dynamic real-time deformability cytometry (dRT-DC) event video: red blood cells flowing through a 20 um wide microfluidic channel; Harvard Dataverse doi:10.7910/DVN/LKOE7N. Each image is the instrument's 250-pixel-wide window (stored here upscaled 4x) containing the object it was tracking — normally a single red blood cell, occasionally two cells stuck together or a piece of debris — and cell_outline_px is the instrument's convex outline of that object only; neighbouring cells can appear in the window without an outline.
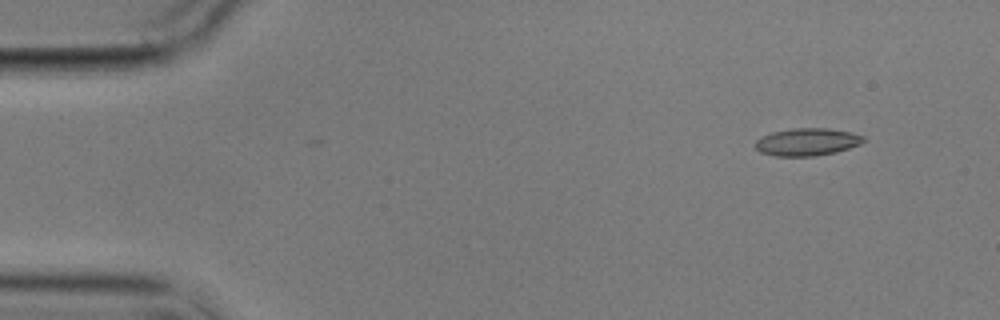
{"species": "common noctule bat (a hibernating species)", "species_latin": "Nyctalus noctula", "temperature_condition": "cold", "stored_images_in_passage": 3, "camera_frame_rate_fps": 3000, "um_per_image_px": 0.085, "animal": {"sex": "male", "body_mass_g": 17.9}, "frame": {"image": 1, "passage_image": 1, "time_ms": 0.0, "image_size_px": [1000, 320], "cell_outline_px": [[864, 140], [860, 144], [836, 152], [816, 156], [776, 156], [760, 152], [756, 148], [756, 140], [772, 132], [792, 128], [828, 128], [852, 132], [864, 136]], "centroid_in_image_um": [68.62, 12.06], "position_along_channel_um": 16.4, "area_um2": 17.28}}